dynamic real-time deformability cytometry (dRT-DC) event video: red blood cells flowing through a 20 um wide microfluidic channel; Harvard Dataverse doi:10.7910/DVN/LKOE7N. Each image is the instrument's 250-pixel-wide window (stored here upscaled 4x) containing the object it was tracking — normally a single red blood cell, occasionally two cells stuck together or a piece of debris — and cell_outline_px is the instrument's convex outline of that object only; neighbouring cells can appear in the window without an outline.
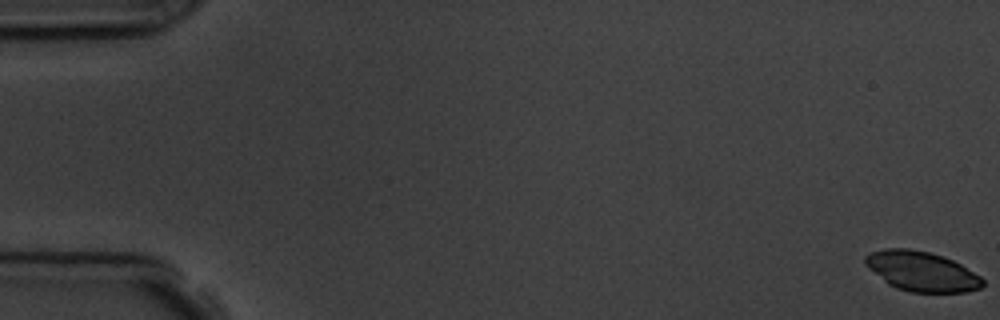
{"species": "common noctule bat (a hibernating species)", "species_latin": "Nyctalus noctula", "temperature_condition": "room temperature", "stored_images_in_passage": 5, "segment_of_instrument_passage": [1, 2], "camera_frame_rate_fps": 3000, "um_per_image_px": 0.085, "animal": {"sex": "male", "body_mass_g": 19.5, "forearm_length_mm": 54.6}, "frame": {"image": 1, "passage_image": 1, "time_ms": 0.0, "image_size_px": [1000, 320], "cell_outline_px": [[984, 284], [980, 288], [964, 292], [908, 292], [896, 288], [888, 284], [868, 268], [864, 264], [864, 256], [872, 252], [884, 248], [908, 248], [928, 252], [952, 260], [960, 264], [980, 276], [984, 280]], "centroid_in_image_um": [78.31, 23.07], "position_along_channel_um": 6.7, "area_um2": 27.11}}
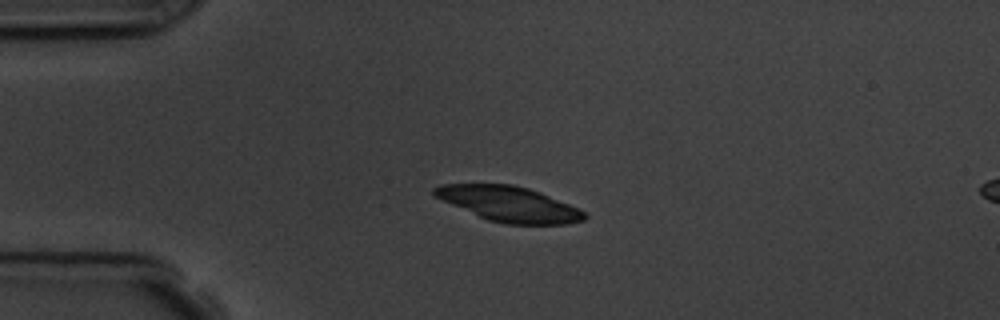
{"frame": {"image": 2, "passage_image": 4, "time_ms": 4.333, "image_size_px": [1000, 320], "cell_outline_px": [[588, 216], [584, 220], [568, 224], [504, 224], [488, 220], [452, 204], [436, 196], [432, 192], [432, 188], [440, 184], [512, 184], [528, 188], [540, 192], [580, 208]], "centroid_in_image_um": [43.32, 17.34], "position_along_channel_um": 41.7, "area_um2": 30.58}}